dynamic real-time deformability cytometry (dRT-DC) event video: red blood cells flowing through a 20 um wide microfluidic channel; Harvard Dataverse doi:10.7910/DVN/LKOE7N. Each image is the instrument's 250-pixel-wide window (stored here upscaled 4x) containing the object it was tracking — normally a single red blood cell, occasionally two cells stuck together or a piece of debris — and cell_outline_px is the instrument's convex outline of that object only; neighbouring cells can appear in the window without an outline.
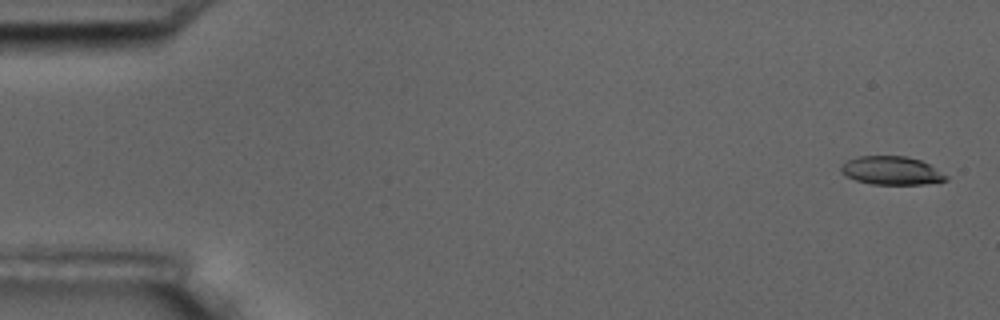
{"species": "common noctule bat (a hibernating species)", "species_latin": "Nyctalus noctula", "temperature_condition": "room temperature", "stored_images_in_passage": 5, "camera_frame_rate_fps": 3000, "um_per_image_px": 0.085, "animal": {"sex": "male", "body_mass_g": 17.5, "forearm_length_mm": 52.3}, "frame": {"image": 1, "passage_image": 1, "time_ms": 0.0, "image_size_px": [1000, 320], "cell_outline_px": [[948, 180], [924, 184], [872, 184], [856, 180], [840, 172], [840, 164], [856, 156], [904, 156], [920, 160], [928, 164], [948, 176]], "centroid_in_image_um": [75.75, 14.49], "position_along_channel_um": 9.3, "area_um2": 17.28}}
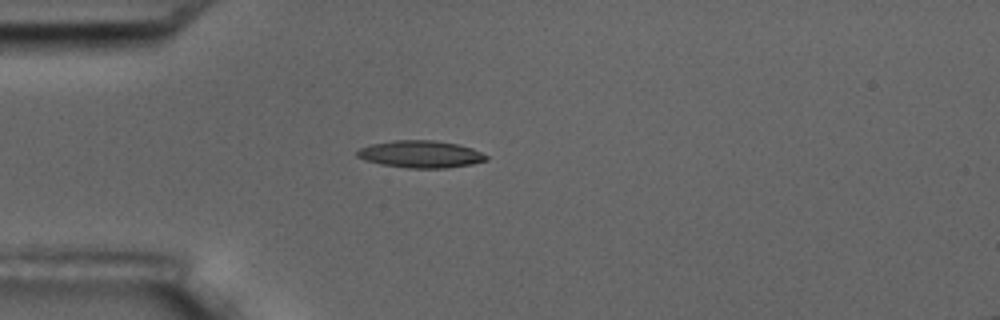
{"frame": {"image": 2, "passage_image": 5, "time_ms": 4.667, "image_size_px": [1000, 320], "cell_outline_px": [[488, 160], [472, 164], [448, 168], [408, 168], [380, 164], [364, 160], [356, 156], [356, 152], [360, 148], [368, 144], [392, 140], [432, 140], [456, 144], [472, 148], [488, 156]], "centroid_in_image_um": [35.72, 13.11], "position_along_channel_um": 49.3, "area_um2": 20.58}}